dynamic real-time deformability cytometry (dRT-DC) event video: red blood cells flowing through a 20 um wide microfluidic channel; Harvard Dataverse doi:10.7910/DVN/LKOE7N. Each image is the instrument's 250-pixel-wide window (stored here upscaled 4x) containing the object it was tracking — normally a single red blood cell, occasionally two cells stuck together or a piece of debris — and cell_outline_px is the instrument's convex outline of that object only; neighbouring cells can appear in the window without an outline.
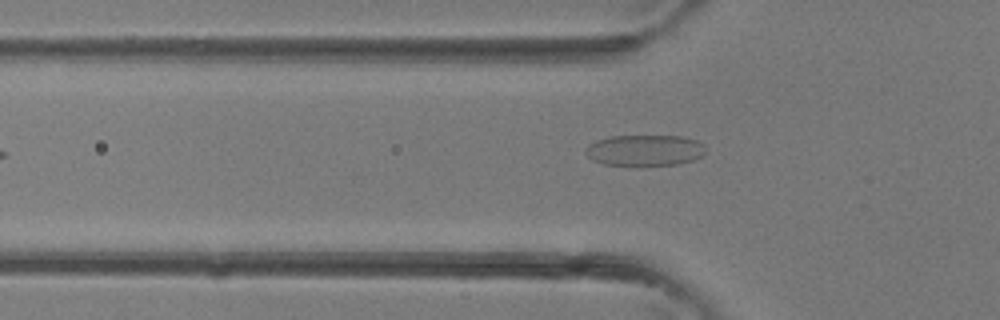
{"species": "common noctule bat (a hibernating species)", "species_latin": "Nyctalus noctula", "temperature_condition": "room temperature", "stored_images_in_passage": 5, "camera_frame_rate_fps": 3000, "um_per_image_px": 0.085, "animal": {"sex": "female"}, "frame": {"image": 1, "passage_image": 4, "time_ms": 1.0, "image_size_px": [1000, 320], "cell_outline_px": [[704, 152], [700, 156], [692, 160], [676, 164], [636, 168], [604, 164], [592, 160], [584, 152], [584, 148], [588, 144], [596, 140], [612, 136], [684, 136], [696, 140], [704, 144]], "centroid_in_image_um": [54.74, 12.81], "position_along_channel_um": 71.1, "area_um2": 22.43}}